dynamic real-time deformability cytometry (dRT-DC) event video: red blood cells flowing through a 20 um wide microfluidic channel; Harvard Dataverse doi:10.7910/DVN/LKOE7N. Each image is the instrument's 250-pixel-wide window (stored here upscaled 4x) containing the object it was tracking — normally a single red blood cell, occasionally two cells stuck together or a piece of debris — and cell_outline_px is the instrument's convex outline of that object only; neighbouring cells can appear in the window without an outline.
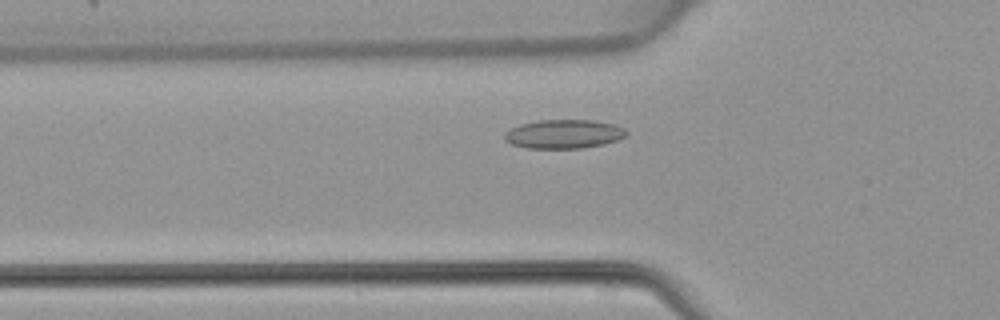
{"species": "common noctule bat (a hibernating species)", "species_latin": "Nyctalus noctula", "temperature_condition": "warm", "stored_images_in_passage": 42, "camera_frame_rate_fps": 3000, "um_per_image_px": 0.085, "animal": {"sex": "female", "body_mass_g": 22.7, "forearm_length_mm": 54.2}, "frame": {"image": 1, "passage_image": 10, "time_ms": 3.0, "image_size_px": [1000, 320], "cell_outline_px": [[628, 132], [620, 140], [604, 144], [580, 148], [528, 148], [512, 144], [504, 140], [504, 132], [520, 124], [536, 120], [592, 120], [612, 124], [624, 128]], "centroid_in_image_um": [47.91, 11.39], "position_along_channel_um": 77.9, "area_um2": 20.52}}
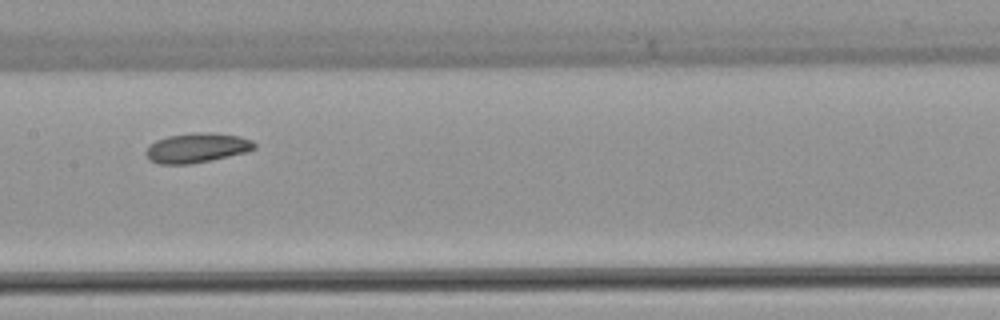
{"frame": {"image": 2, "passage_image": 18, "time_ms": 5.667, "image_size_px": [1000, 320], "cell_outline_px": [[256, 148], [248, 152], [188, 164], [160, 164], [148, 160], [144, 152], [156, 140], [168, 136], [196, 132], [208, 132], [240, 136], [252, 140], [256, 144]], "centroid_in_image_um": [16.74, 12.56], "position_along_channel_um": 190.7, "area_um2": 18.67}}
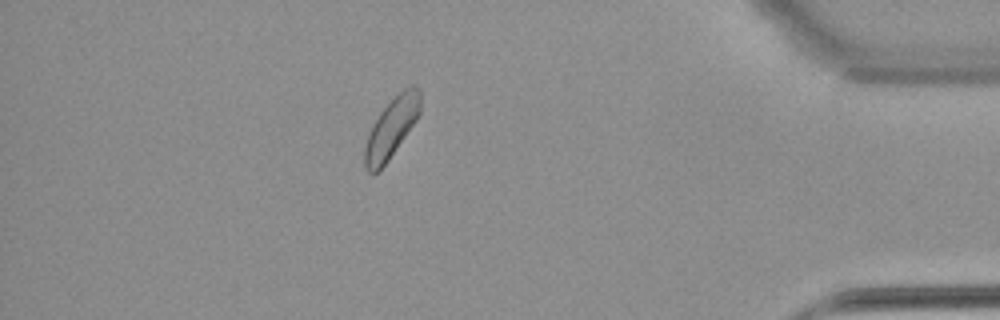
{"frame": {"image": 3, "passage_image": 36, "time_ms": 11.667, "image_size_px": [1000, 320], "cell_outline_px": [[420, 112], [416, 120], [388, 160], [376, 172], [368, 172], [364, 164], [364, 148], [368, 136], [380, 112], [404, 88], [412, 84], [416, 84], [420, 88]], "centroid_in_image_um": [33.3, 10.84], "position_along_channel_um": 401.9, "area_um2": 18.79}}